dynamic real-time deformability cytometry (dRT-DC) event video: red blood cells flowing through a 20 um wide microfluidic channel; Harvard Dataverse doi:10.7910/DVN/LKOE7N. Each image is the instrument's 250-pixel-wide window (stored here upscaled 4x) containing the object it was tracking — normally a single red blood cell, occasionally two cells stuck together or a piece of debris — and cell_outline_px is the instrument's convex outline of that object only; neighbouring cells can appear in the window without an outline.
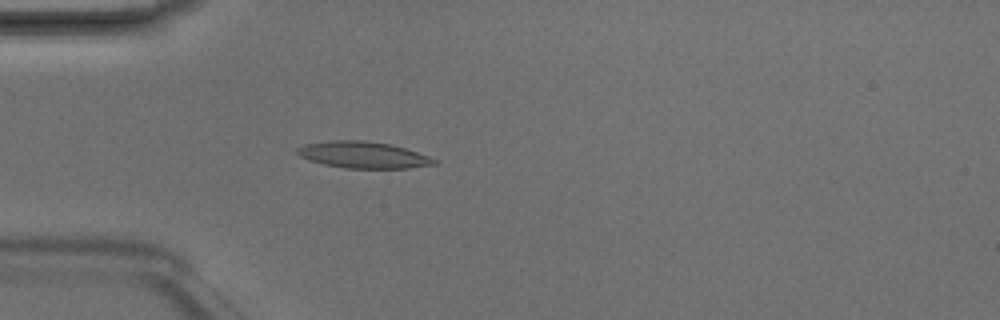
{"species": "Egyptian fruit bat (a non-hibernating species)", "species_latin": "Rousettus aegyptiacus", "temperature_condition": "room temperature", "stored_images_in_passage": 5, "camera_frame_rate_fps": 3000, "um_per_image_px": 0.085, "animal": {"sex": "male"}, "frame": {"image": 1, "passage_image": 5, "time_ms": 1.333, "image_size_px": [1000, 320], "cell_outline_px": [[436, 164], [408, 168], [344, 168], [324, 164], [308, 160], [300, 156], [296, 152], [296, 148], [304, 144], [332, 140], [364, 140], [392, 144], [428, 156], [436, 160]], "centroid_in_image_um": [30.83, 13.16], "position_along_channel_um": 54.2, "area_um2": 21.15}}